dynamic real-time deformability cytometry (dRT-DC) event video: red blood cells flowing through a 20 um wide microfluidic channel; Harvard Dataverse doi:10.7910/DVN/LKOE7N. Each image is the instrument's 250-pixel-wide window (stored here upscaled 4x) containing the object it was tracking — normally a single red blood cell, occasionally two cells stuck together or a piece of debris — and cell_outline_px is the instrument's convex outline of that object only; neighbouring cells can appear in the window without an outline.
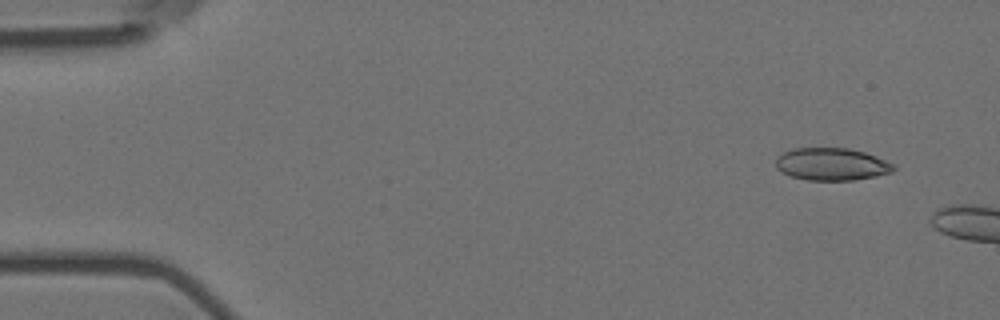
{"species": "Egyptian fruit bat (a non-hibernating species)", "species_latin": "Rousettus aegyptiacus", "temperature_condition": "room temperature", "stored_images_in_passage": 2, "camera_frame_rate_fps": 3000, "um_per_image_px": 0.085, "animal": {"sex": "female"}, "frame": {"image": 1, "passage_image": 1, "time_ms": 0.0, "image_size_px": [1000, 320], "cell_outline_px": [[896, 168], [892, 172], [876, 176], [852, 180], [808, 180], [792, 176], [780, 172], [776, 168], [776, 160], [784, 152], [792, 148], [848, 148], [864, 152], [876, 156], [896, 164]], "centroid_in_image_um": [70.72, 13.95], "position_along_channel_um": 14.3, "area_um2": 22.31}}